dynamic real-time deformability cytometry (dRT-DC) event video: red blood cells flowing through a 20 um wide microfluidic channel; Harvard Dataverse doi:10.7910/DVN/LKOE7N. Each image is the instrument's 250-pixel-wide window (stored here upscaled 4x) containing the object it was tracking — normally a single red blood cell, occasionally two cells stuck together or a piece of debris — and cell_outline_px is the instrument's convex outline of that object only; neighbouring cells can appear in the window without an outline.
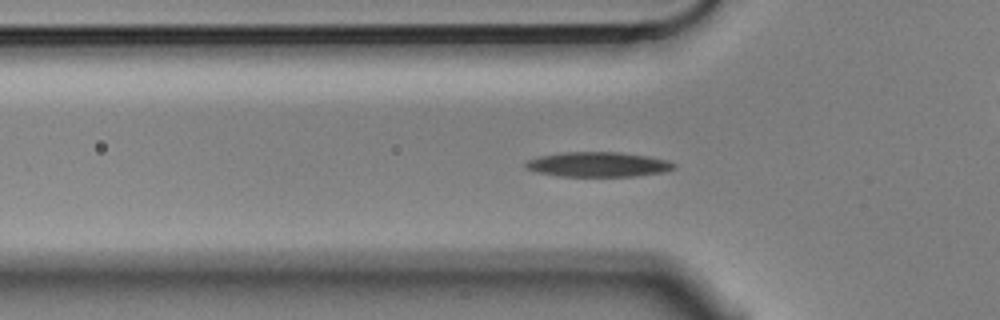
{"species": "Egyptian fruit bat (a non-hibernating species)", "species_latin": "Rousettus aegyptiacus", "temperature_condition": "cold", "stored_images_in_passage": 56, "camera_frame_rate_fps": 3000, "um_per_image_px": 0.085, "animal": {"sex": "male"}, "frame": {"image": 1, "passage_image": 17, "time_ms": 5.333, "image_size_px": [1000, 320], "cell_outline_px": [[676, 168], [664, 172], [636, 176], [556, 176], [536, 172], [524, 168], [524, 164], [528, 160], [540, 156], [564, 152], [620, 152], [648, 156], [668, 160], [676, 164]], "centroid_in_image_um": [50.84, 13.98], "position_along_channel_um": 75.0, "area_um2": 21.62}}
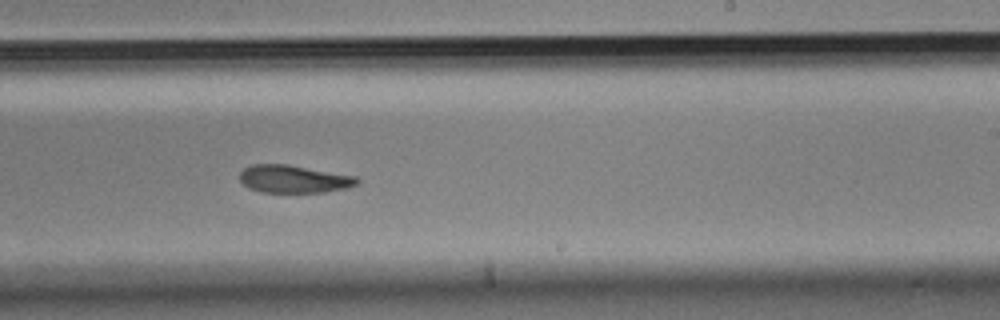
{"frame": {"image": 2, "passage_image": 33, "time_ms": 10.667, "image_size_px": [1000, 320], "cell_outline_px": [[360, 184], [348, 188], [324, 192], [260, 192], [248, 188], [240, 180], [240, 172], [244, 168], [252, 164], [288, 164], [356, 176], [360, 180]], "centroid_in_image_um": [25.0, 15.21], "position_along_channel_um": 264.0, "area_um2": 19.13}}
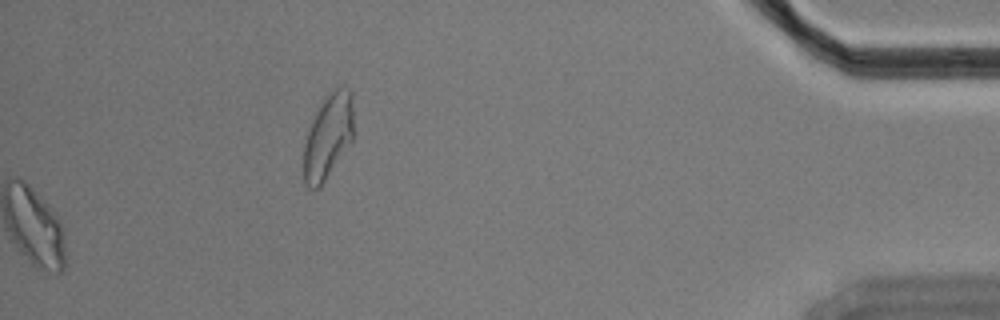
{"frame": {"image": 3, "passage_image": 56, "time_ms": 18.333, "image_size_px": [1000, 320], "cell_outline_px": [[352, 140], [320, 188], [308, 188], [304, 184], [304, 144], [312, 120], [320, 100], [324, 96], [340, 84], [344, 84], [352, 92]], "centroid_in_image_um": [27.88, 11.54], "position_along_channel_um": 407.3, "area_um2": 24.85}, "authors_computed_cell_mechanics": {"area_um2": 20.6924, "velocity_mm_per_s": 3.5389, "shape_relaxation_time_tau1_ms": 4.9292, "shape_relaxation_time_tau2_ms": 7.1432, "deformation_change_tau1": 0.1503, "deformation_change_tau2": 0.1307}}